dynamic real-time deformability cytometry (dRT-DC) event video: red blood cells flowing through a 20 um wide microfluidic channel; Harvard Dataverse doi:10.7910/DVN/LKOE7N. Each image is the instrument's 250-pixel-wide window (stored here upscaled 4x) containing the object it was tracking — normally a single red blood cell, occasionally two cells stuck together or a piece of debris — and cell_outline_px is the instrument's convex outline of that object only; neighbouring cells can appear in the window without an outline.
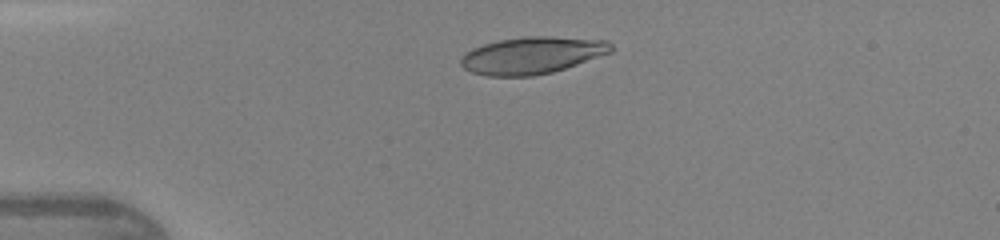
{"species": "human", "species_latin": "Homo sapiens", "temperature_condition": "warm", "stored_images_in_passage": 36, "camera_frame_rate_fps": 3000, "um_per_image_px": 0.085, "donor": {"sex": "female"}, "frame": {"image": 1, "passage_image": 1, "time_ms": 0.0, "image_size_px": [1000, 240], "cell_outline_px": [[612, 52], [552, 72], [532, 76], [488, 76], [472, 72], [464, 68], [460, 64], [460, 60], [472, 48], [484, 44], [500, 40], [524, 36], [548, 36], [608, 40], [612, 44]], "centroid_in_image_um": [45.24, 4.69], "position_along_channel_um": 39.8, "area_um2": 32.19}}
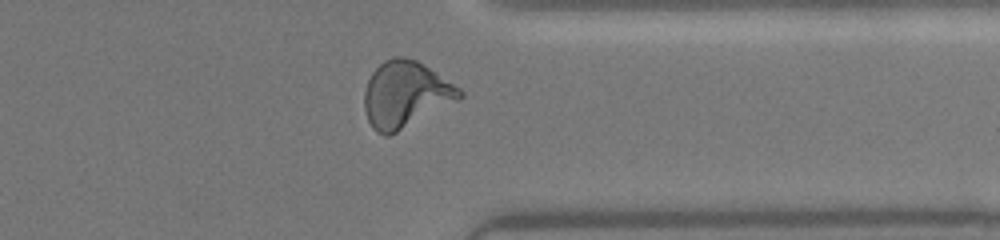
{"frame": {"image": 2, "passage_image": 27, "time_ms": 8.667, "image_size_px": [1000, 240], "cell_outline_px": [[464, 96], [460, 100], [388, 136], [384, 136], [376, 132], [372, 128], [368, 120], [364, 108], [364, 92], [368, 80], [372, 72], [384, 60], [392, 56], [404, 56], [416, 60], [460, 88], [464, 92]], "centroid_in_image_um": [34.46, 8.03], "position_along_channel_um": 376.9, "area_um2": 36.76}}
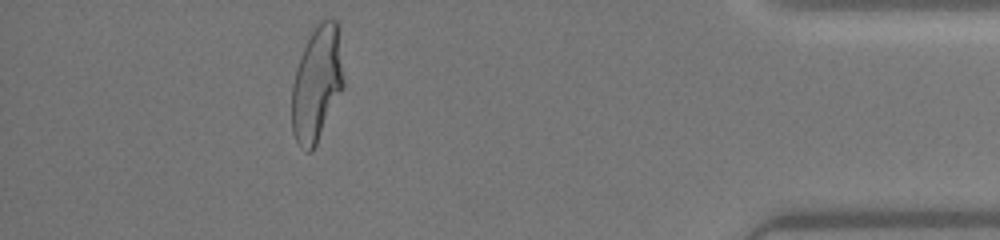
{"frame": {"image": 3, "passage_image": 32, "time_ms": 10.333, "image_size_px": [1000, 240], "cell_outline_px": [[344, 88], [312, 152], [308, 152], [300, 148], [292, 132], [292, 84], [296, 68], [300, 56], [312, 32], [320, 20], [324, 16], [328, 16], [336, 20], [340, 28], [344, 80]], "centroid_in_image_um": [26.96, 7.07], "position_along_channel_um": 408.2, "area_um2": 35.32}, "authors_computed_cell_mechanics": {"area_um2": 34.0442, "velocity_mm_per_s": 4.3384, "shape_relaxation_time_tau1_ms": 4.0815, "shape_relaxation_time_tau2_ms": null, "deformation_change_tau1": 0.204, "deformation_change_tau2": null}}